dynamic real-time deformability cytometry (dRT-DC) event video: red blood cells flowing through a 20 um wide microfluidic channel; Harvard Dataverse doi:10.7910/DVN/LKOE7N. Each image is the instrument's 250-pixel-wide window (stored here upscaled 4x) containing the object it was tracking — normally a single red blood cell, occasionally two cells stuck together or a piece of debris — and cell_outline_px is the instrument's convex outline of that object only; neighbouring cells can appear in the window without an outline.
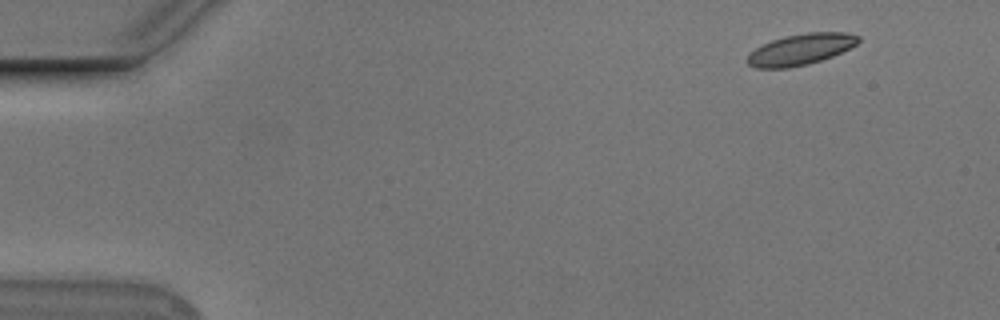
{"species": "Egyptian fruit bat (a non-hibernating species)", "species_latin": "Rousettus aegyptiacus", "temperature_condition": "cold", "stored_images_in_passage": 51, "camera_frame_rate_fps": 3000, "um_per_image_px": 0.085, "animal": {"sex": "male"}, "frame": {"image": 1, "passage_image": 1, "time_ms": 0.0, "image_size_px": [1000, 320], "cell_outline_px": [[860, 40], [856, 44], [832, 56], [808, 64], [788, 68], [756, 68], [748, 64], [748, 52], [772, 40], [784, 36], [808, 32], [848, 32], [860, 36]], "centroid_in_image_um": [68.05, 4.19], "position_along_channel_um": 16.9, "area_um2": 20.0}}
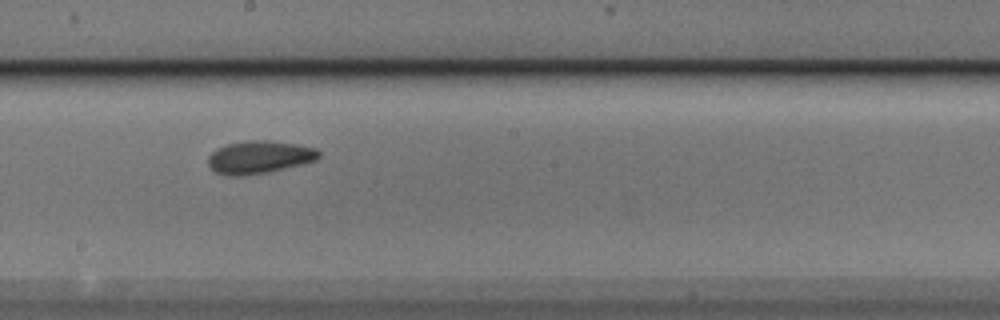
{"frame": {"image": 2, "passage_image": 27, "time_ms": 8.667, "image_size_px": [1000, 320], "cell_outline_px": [[320, 156], [316, 160], [268, 172], [244, 176], [228, 176], [216, 172], [208, 164], [208, 156], [216, 148], [228, 144], [248, 140], [268, 140], [296, 144], [316, 148], [320, 152]], "centroid_in_image_um": [22.02, 13.36], "position_along_channel_um": 226.2, "area_um2": 21.1}}
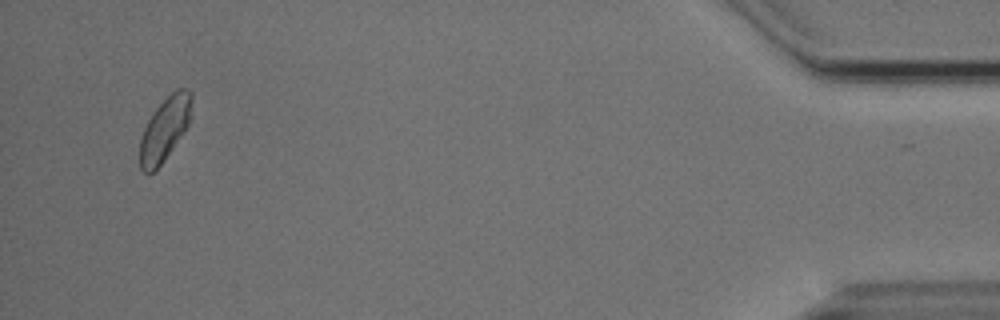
{"frame": {"image": 3, "passage_image": 49, "time_ms": 16.0, "image_size_px": [1000, 320], "cell_outline_px": [[192, 100], [188, 124], [184, 132], [164, 160], [152, 172], [144, 172], [140, 168], [140, 140], [144, 128], [152, 112], [176, 88], [188, 88], [192, 92]], "centroid_in_image_um": [14.01, 10.93], "position_along_channel_um": 421.2, "area_um2": 18.9}, "authors_computed_cell_mechanics": {"area_um2": 20.0566, "velocity_mm_per_s": 3.7238, "shape_relaxation_time_tau1_ms": 4.4666, "shape_relaxation_time_tau2_ms": 2.8845, "deformation_change_tau1": 0.1027, "deformation_change_tau2": 0.0862}}